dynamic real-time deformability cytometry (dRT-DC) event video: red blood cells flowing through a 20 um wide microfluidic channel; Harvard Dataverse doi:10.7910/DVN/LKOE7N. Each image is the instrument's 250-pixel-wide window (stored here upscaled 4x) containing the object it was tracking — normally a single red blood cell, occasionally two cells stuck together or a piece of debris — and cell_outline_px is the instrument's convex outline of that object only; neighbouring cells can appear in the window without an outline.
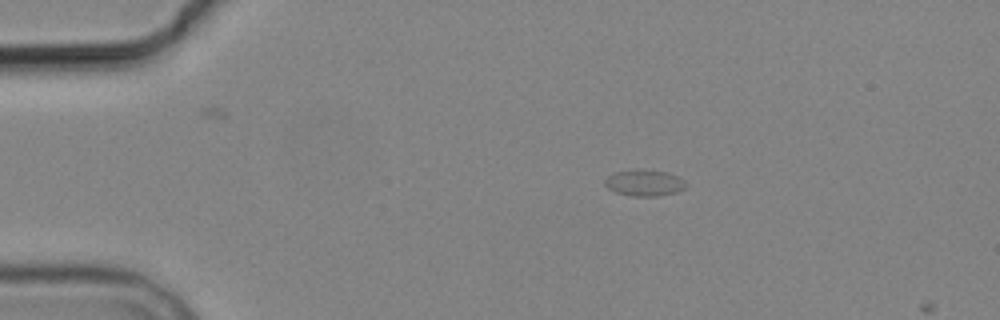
{"species": "common noctule bat (a hibernating species)", "species_latin": "Nyctalus noctula", "temperature_condition": "cold", "stored_images_in_passage": 2, "camera_frame_rate_fps": 3000, "um_per_image_px": 0.085, "animal": {"sex": "male", "body_mass_g": 19.2, "forearm_length_mm": 51.8}, "frame": {"image": 1, "passage_image": 1, "time_ms": 0.0, "image_size_px": [1000, 320], "cell_outline_px": [[684, 188], [676, 192], [656, 196], [632, 196], [616, 192], [608, 188], [604, 184], [604, 180], [608, 176], [616, 172], [668, 172], [684, 180]], "centroid_in_image_um": [54.75, 15.59], "position_along_channel_um": 30.2, "area_um2": 11.62}}